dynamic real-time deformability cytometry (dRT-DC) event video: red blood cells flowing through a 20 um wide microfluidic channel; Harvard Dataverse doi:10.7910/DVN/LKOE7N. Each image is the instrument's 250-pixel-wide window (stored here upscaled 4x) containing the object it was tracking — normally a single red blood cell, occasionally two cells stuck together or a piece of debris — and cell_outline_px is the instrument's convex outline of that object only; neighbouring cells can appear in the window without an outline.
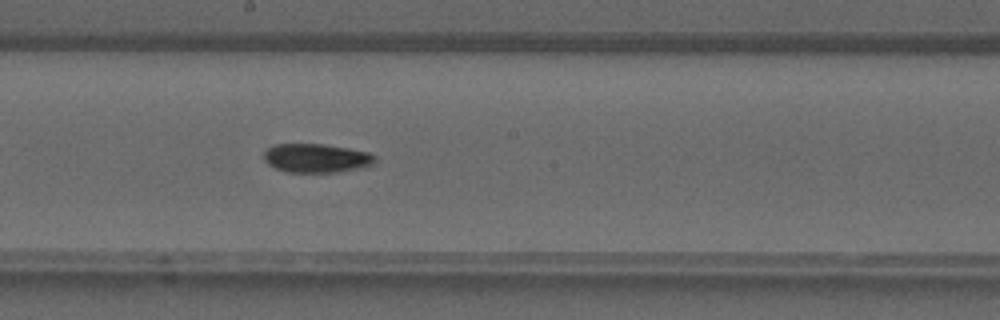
{"species": "common noctule bat (a hibernating species)", "species_latin": "Nyctalus noctula", "temperature_condition": "warm", "stored_images_in_passage": 27, "camera_frame_rate_fps": 3000, "um_per_image_px": 0.085, "animal": {"sex": "male", "forearm_length_mm": 52.5}, "frame": {"image": 1, "passage_image": 14, "time_ms": 4.333, "image_size_px": [1000, 320], "cell_outline_px": [[376, 160], [372, 164], [340, 172], [288, 172], [276, 168], [268, 164], [264, 160], [264, 152], [268, 148], [276, 144], [324, 144], [348, 148], [368, 152], [376, 156]], "centroid_in_image_um": [26.88, 13.43], "position_along_channel_um": 221.3, "area_um2": 18.55}}
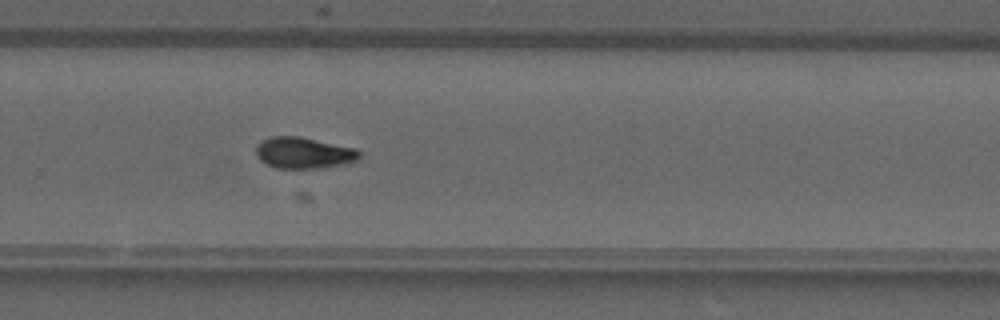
{"frame": {"image": 2, "passage_image": 19, "time_ms": 6.0, "image_size_px": [1000, 320], "cell_outline_px": [[360, 160], [348, 164], [324, 168], [276, 168], [260, 160], [256, 156], [256, 148], [260, 140], [272, 136], [300, 136], [356, 148], [360, 152]], "centroid_in_image_um": [25.86, 12.99], "position_along_channel_um": 303.9, "area_um2": 19.19}}
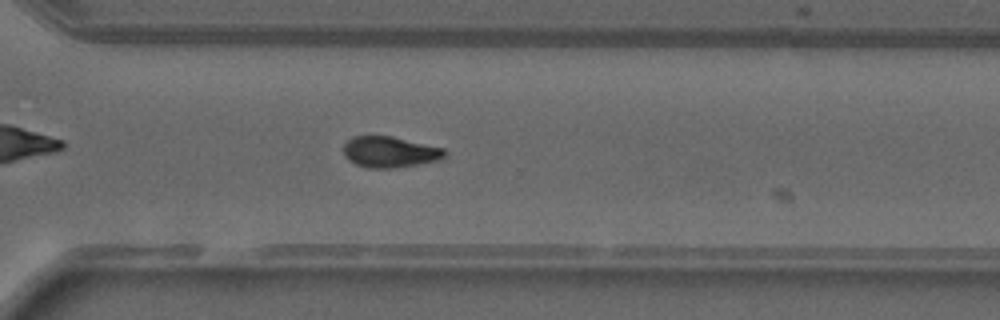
{"frame": {"image": 3, "passage_image": 21, "time_ms": 6.667, "image_size_px": [1000, 320], "cell_outline_px": [[448, 152], [440, 160], [396, 168], [368, 168], [356, 164], [348, 160], [344, 156], [344, 144], [352, 136], [392, 136], [444, 148]], "centroid_in_image_um": [33.14, 12.92], "position_along_channel_um": 337.5, "area_um2": 18.38}}